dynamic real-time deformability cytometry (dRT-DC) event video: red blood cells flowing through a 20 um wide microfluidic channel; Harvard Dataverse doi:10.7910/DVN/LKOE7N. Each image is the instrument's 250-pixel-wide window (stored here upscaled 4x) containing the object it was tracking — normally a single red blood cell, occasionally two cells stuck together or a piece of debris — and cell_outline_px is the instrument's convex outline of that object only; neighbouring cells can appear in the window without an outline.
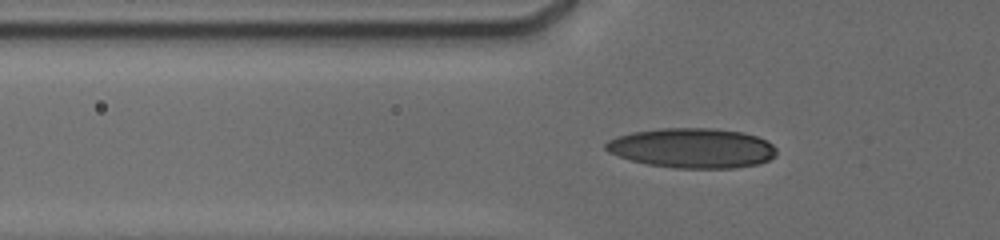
{"species": "human", "species_latin": "Homo sapiens", "temperature_condition": "cold", "stored_images_in_passage": 35, "camera_frame_rate_fps": 3000, "um_per_image_px": 0.085, "donor": {"sex": "male"}, "frame": {"image": 1, "passage_image": 27, "time_ms": 6.667, "image_size_px": [1000, 240], "cell_outline_px": [[776, 156], [768, 160], [756, 164], [732, 168], [676, 168], [648, 164], [632, 160], [608, 152], [604, 148], [604, 144], [608, 140], [616, 136], [632, 132], [660, 128], [716, 128], [744, 132], [756, 136], [772, 144], [776, 148]], "centroid_in_image_um": [58.83, 12.57], "position_along_channel_um": 67.0, "area_um2": 39.65}}
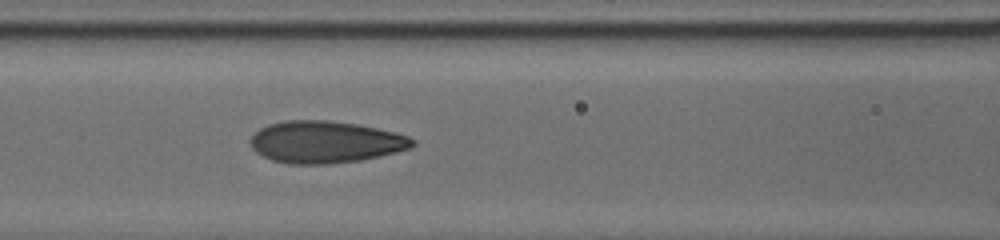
{"frame": {"image": 2, "passage_image": 32, "time_ms": 8.667, "image_size_px": [1000, 240], "cell_outline_px": [[416, 144], [412, 148], [380, 156], [360, 160], [328, 164], [292, 164], [272, 160], [256, 152], [252, 148], [248, 140], [260, 128], [268, 124], [284, 120], [328, 120], [356, 124], [396, 132], [408, 136]], "centroid_in_image_um": [27.64, 12.07], "position_along_channel_um": 139.0, "area_um2": 39.71}}
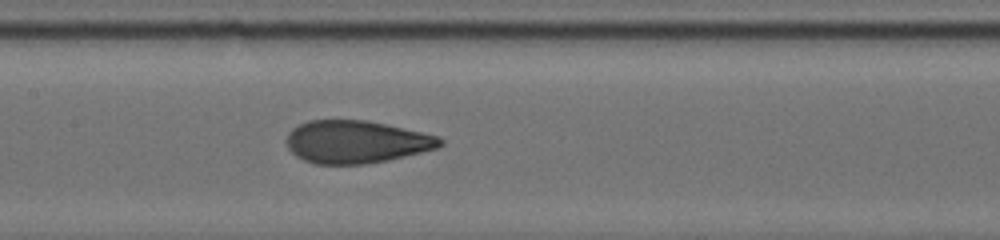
{"frame": {"image": 3, "passage_image": 35, "time_ms": 9.667, "image_size_px": [1000, 240], "cell_outline_px": [[444, 144], [436, 148], [388, 160], [364, 164], [316, 164], [304, 160], [296, 156], [288, 148], [288, 132], [292, 128], [308, 120], [368, 120], [420, 132], [436, 136], [444, 140]], "centroid_in_image_um": [30.26, 12.06], "position_along_channel_um": 177.1, "area_um2": 37.86}}